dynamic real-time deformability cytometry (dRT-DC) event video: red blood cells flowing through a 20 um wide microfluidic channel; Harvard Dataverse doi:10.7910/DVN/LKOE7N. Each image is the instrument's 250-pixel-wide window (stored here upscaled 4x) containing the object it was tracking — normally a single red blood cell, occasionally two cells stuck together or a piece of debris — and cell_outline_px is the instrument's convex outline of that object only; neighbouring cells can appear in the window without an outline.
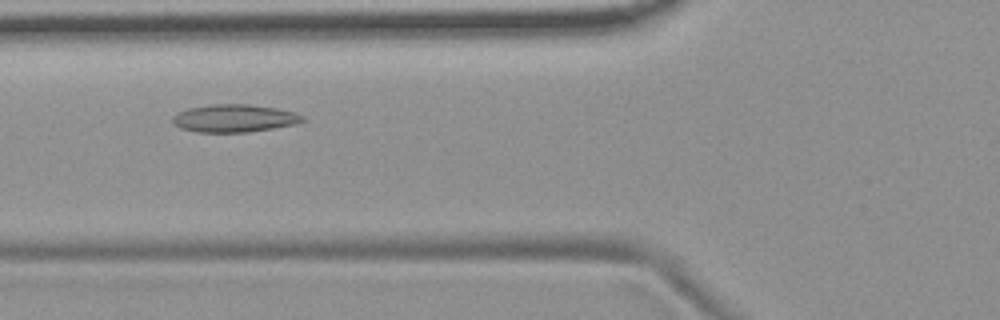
{"species": "common noctule bat (a hibernating species)", "species_latin": "Nyctalus noctula", "temperature_condition": "room temperature", "stored_images_in_passage": 48, "camera_frame_rate_fps": 3000, "um_per_image_px": 0.085, "animal": {"sex": "female", "body_mass_g": 19.9}, "frame": {"image": 1, "passage_image": 14, "time_ms": 4.333, "image_size_px": [1000, 320], "cell_outline_px": [[308, 120], [296, 124], [248, 132], [196, 132], [180, 128], [172, 124], [172, 116], [188, 108], [212, 104], [248, 104], [276, 108], [296, 112], [304, 116]], "centroid_in_image_um": [19.93, 10.05], "position_along_channel_um": 105.9, "area_um2": 21.15}}
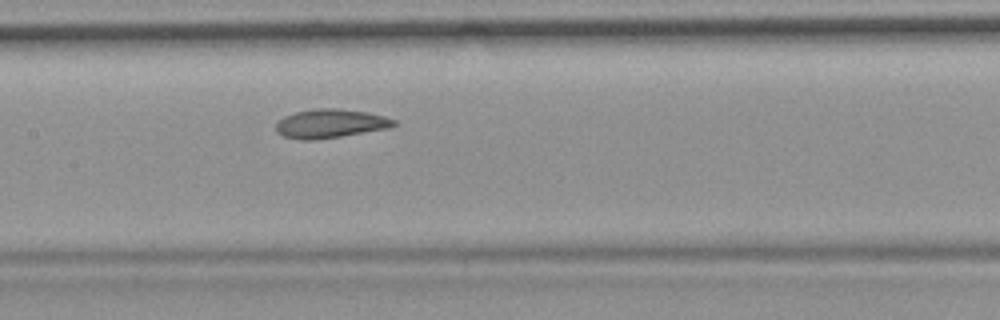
{"frame": {"image": 2, "passage_image": 20, "time_ms": 6.333, "image_size_px": [1000, 320], "cell_outline_px": [[396, 124], [388, 128], [316, 140], [300, 140], [284, 136], [276, 132], [276, 120], [284, 116], [296, 112], [316, 108], [336, 108], [368, 112], [384, 116], [396, 120]], "centroid_in_image_um": [28.04, 10.5], "position_along_channel_um": 179.4, "area_um2": 19.83}}
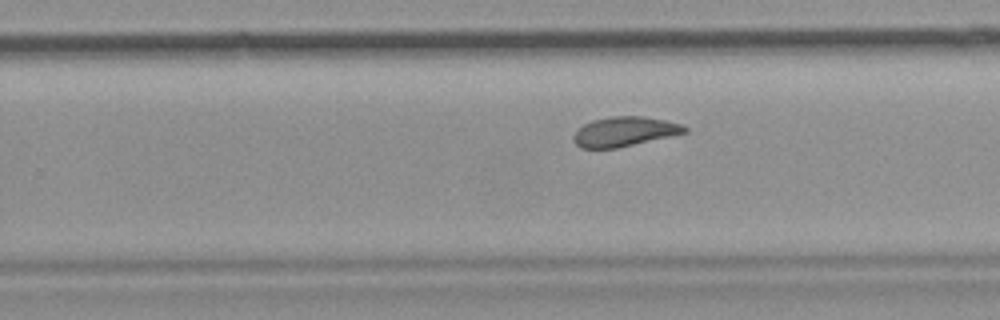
{"frame": {"image": 3, "passage_image": 28, "time_ms": 9.0, "image_size_px": [1000, 320], "cell_outline_px": [[688, 132], [616, 148], [580, 148], [576, 144], [572, 136], [584, 124], [592, 120], [612, 116], [644, 116], [664, 120], [680, 124], [688, 128]], "centroid_in_image_um": [53.07, 11.18], "position_along_channel_um": 276.7, "area_um2": 18.96}, "authors_computed_cell_mechanics": {"area_um2": 20.1722, "velocity_mm_per_s": 3.6767, "shape_relaxation_time_tau1_ms": 4.4058, "shape_relaxation_time_tau2_ms": 2.6938, "deformation_change_tau1": 0.1323, "deformation_change_tau2": 0.0963}}